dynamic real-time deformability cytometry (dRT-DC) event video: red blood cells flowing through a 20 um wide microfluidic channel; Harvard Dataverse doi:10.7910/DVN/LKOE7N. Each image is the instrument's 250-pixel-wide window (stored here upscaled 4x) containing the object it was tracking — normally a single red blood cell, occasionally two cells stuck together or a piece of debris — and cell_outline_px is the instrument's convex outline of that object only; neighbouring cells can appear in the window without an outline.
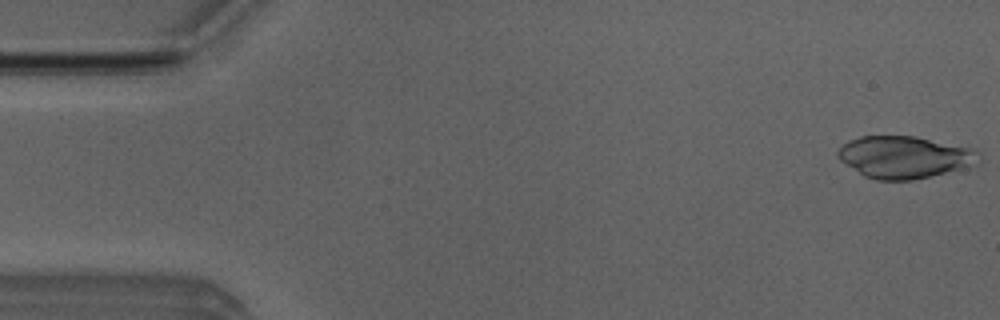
{"species": "Egyptian fruit bat (a non-hibernating species)", "species_latin": "Rousettus aegyptiacus", "temperature_condition": "room temperature", "stored_images_in_passage": 50, "camera_frame_rate_fps": 3000, "um_per_image_px": 0.085, "animal": {"sex": "male"}, "frame": {"image": 1, "passage_image": 1, "time_ms": 0.0, "image_size_px": [1000, 320], "cell_outline_px": [[980, 164], [912, 180], [876, 180], [864, 176], [840, 160], [836, 156], [836, 152], [848, 140], [860, 136], [916, 136], [972, 148], [980, 152]], "centroid_in_image_um": [76.89, 13.35], "position_along_channel_um": 8.1, "area_um2": 34.68}}